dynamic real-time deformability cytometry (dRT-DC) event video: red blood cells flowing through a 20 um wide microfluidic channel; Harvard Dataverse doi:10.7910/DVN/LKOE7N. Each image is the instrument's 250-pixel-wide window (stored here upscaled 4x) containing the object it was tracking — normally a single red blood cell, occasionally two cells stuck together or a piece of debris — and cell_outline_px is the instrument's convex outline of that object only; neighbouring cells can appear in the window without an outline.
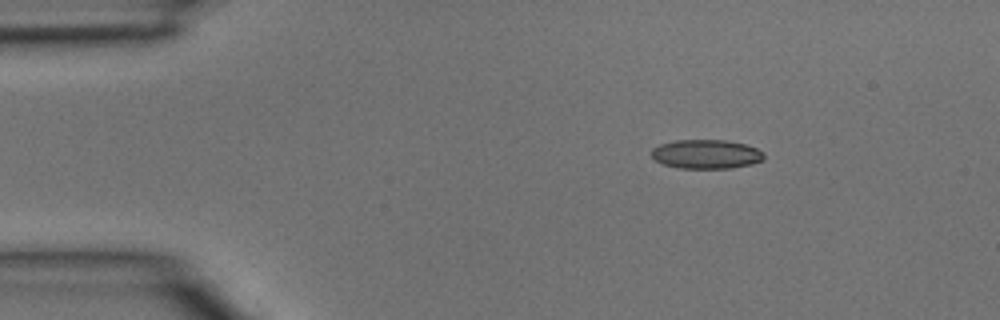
{"species": "common noctule bat (a hibernating species)", "species_latin": "Nyctalus noctula", "temperature_condition": "room temperature", "stored_images_in_passage": 3, "camera_frame_rate_fps": 3000, "um_per_image_px": 0.085, "animal": {"sex": "male", "body_mass_g": 15.6}, "frame": {"image": 1, "passage_image": 1, "time_ms": 0.0, "image_size_px": [1000, 320], "cell_outline_px": [[764, 160], [752, 164], [732, 168], [676, 168], [664, 164], [656, 160], [652, 156], [652, 148], [660, 144], [676, 140], [728, 140], [744, 144], [756, 148], [764, 152]], "centroid_in_image_um": [60.05, 13.1], "position_along_channel_um": 24.9, "area_um2": 19.13}}
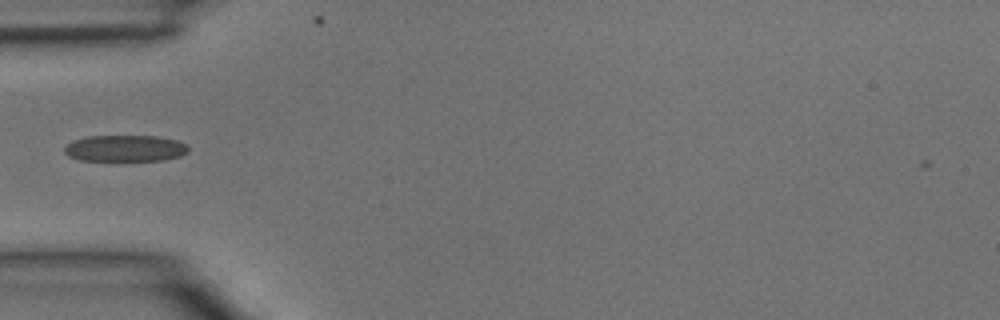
{"frame": {"image": 2, "passage_image": 3, "time_ms": 0.667, "image_size_px": [1000, 320], "cell_outline_px": [[188, 152], [180, 156], [164, 160], [124, 164], [80, 160], [68, 156], [64, 152], [64, 148], [72, 140], [88, 136], [156, 136], [176, 140], [188, 144]], "centroid_in_image_um": [10.63, 12.67], "position_along_channel_um": 74.4, "area_um2": 20.29}}